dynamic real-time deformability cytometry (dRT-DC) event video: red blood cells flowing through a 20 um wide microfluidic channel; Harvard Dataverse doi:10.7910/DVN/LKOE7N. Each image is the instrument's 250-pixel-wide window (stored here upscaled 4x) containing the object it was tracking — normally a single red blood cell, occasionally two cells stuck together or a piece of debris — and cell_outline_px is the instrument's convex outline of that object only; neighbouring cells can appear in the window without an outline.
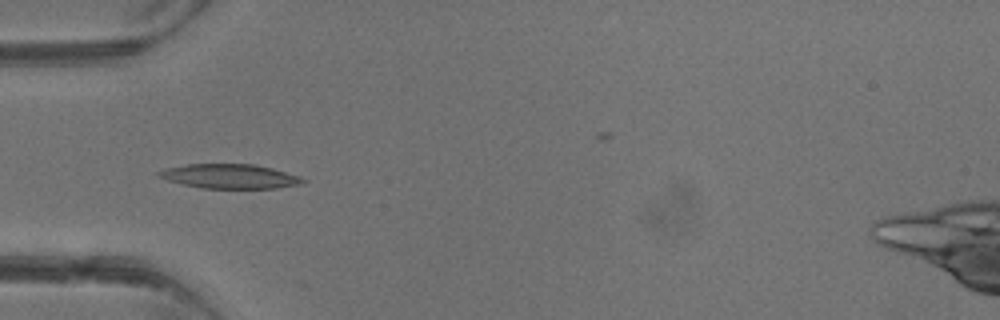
{"species": "common noctule bat (a hibernating species)", "species_latin": "Nyctalus noctula", "temperature_condition": "warm", "stored_images_in_passage": 3, "camera_frame_rate_fps": 3000, "um_per_image_px": 0.085, "animal": {"sex": "male", "body_mass_g": 13.3}, "frame": {"image": 1, "passage_image": 3, "time_ms": 3.333, "image_size_px": [1000, 320], "cell_outline_px": [[308, 180], [300, 184], [276, 188], [200, 188], [168, 180], [156, 176], [156, 172], [164, 168], [188, 164], [256, 164], [272, 168], [300, 176]], "centroid_in_image_um": [19.52, 14.98], "position_along_channel_um": 65.5, "area_um2": 20.52}}